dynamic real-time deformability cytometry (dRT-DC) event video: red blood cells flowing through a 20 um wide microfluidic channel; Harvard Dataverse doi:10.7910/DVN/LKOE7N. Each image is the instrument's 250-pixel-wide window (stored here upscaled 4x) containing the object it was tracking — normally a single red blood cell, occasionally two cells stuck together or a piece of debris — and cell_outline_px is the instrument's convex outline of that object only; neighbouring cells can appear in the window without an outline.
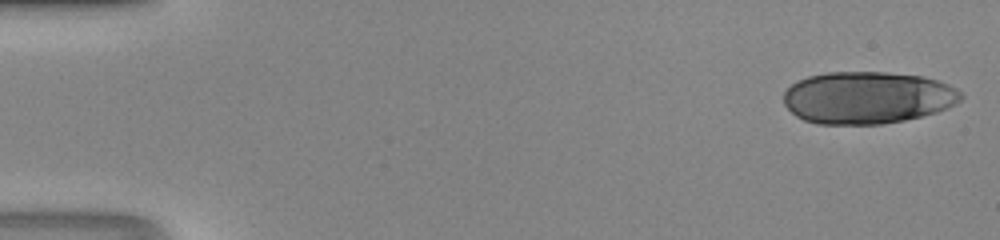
{"species": "human", "species_latin": "Homo sapiens", "temperature_condition": "room temperature", "stored_images_in_passage": 46, "camera_frame_rate_fps": 3000, "um_per_image_px": 0.085, "donor": {"sex": "male"}, "frame": {"image": 1, "passage_image": 1, "time_ms": 0.0, "image_size_px": [1000, 240], "cell_outline_px": [[964, 96], [956, 104], [936, 112], [904, 120], [880, 124], [816, 124], [804, 120], [796, 116], [784, 104], [784, 92], [792, 84], [808, 76], [828, 72], [888, 72], [924, 76], [948, 84], [956, 88]], "centroid_in_image_um": [73.74, 8.29], "position_along_channel_um": 11.3, "area_um2": 53.99}}
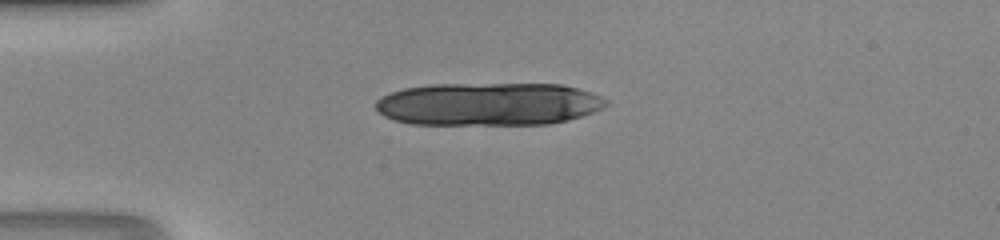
{"frame": {"image": 2, "passage_image": 12, "time_ms": 3.667, "image_size_px": [1000, 240], "cell_outline_px": [[608, 104], [592, 112], [568, 120], [552, 124], [412, 124], [396, 120], [384, 116], [376, 108], [376, 100], [380, 96], [404, 88], [432, 84], [560, 84], [592, 92], [608, 100]], "centroid_in_image_um": [41.52, 8.84], "position_along_channel_um": 43.5, "area_um2": 57.63}}
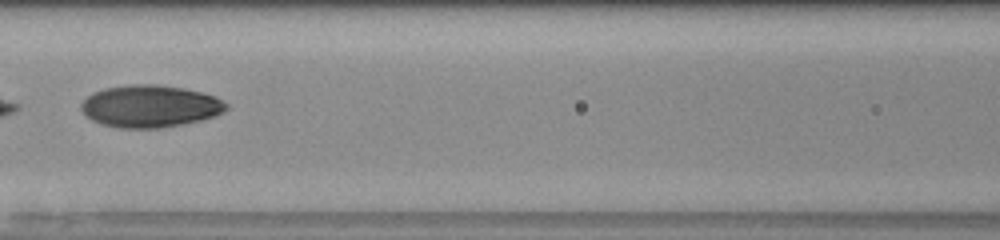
{"frame": {"image": 3, "passage_image": 22, "time_ms": 7.0, "image_size_px": [1000, 240], "cell_outline_px": [[228, 108], [224, 112], [216, 116], [200, 120], [160, 128], [116, 128], [100, 124], [92, 120], [80, 108], [80, 104], [92, 92], [104, 88], [132, 84], [156, 84], [184, 88], [216, 96], [228, 104]], "centroid_in_image_um": [12.76, 9.02], "position_along_channel_um": 153.8, "area_um2": 35.84}}